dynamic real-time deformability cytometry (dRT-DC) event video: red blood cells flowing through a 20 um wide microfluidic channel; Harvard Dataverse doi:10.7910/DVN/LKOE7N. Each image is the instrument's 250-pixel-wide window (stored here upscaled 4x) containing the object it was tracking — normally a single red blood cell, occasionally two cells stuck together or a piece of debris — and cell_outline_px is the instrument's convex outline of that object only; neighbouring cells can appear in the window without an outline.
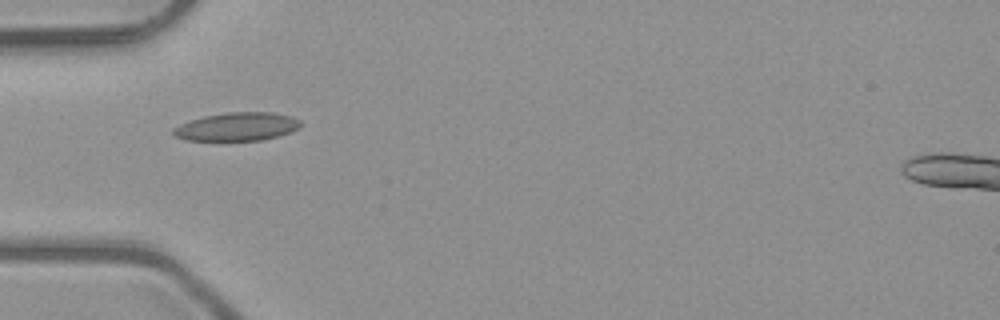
{"species": "common noctule bat (a hibernating species)", "species_latin": "Nyctalus noctula", "temperature_condition": "room temperature", "stored_images_in_passage": 5, "camera_frame_rate_fps": 3000, "um_per_image_px": 0.085, "animal": {"sex": "male", "body_mass_g": 23.1, "forearm_length_mm": 52.7}, "frame": {"image": 1, "passage_image": 1, "time_ms": 0.0, "image_size_px": [1000, 320], "cell_outline_px": [[300, 124], [296, 128], [288, 132], [276, 136], [260, 140], [184, 140], [176, 136], [172, 132], [172, 128], [180, 124], [204, 116], [228, 112], [272, 112], [288, 116], [300, 120]], "centroid_in_image_um": [20.09, 10.76], "position_along_channel_um": 64.9, "area_um2": 20.58}}